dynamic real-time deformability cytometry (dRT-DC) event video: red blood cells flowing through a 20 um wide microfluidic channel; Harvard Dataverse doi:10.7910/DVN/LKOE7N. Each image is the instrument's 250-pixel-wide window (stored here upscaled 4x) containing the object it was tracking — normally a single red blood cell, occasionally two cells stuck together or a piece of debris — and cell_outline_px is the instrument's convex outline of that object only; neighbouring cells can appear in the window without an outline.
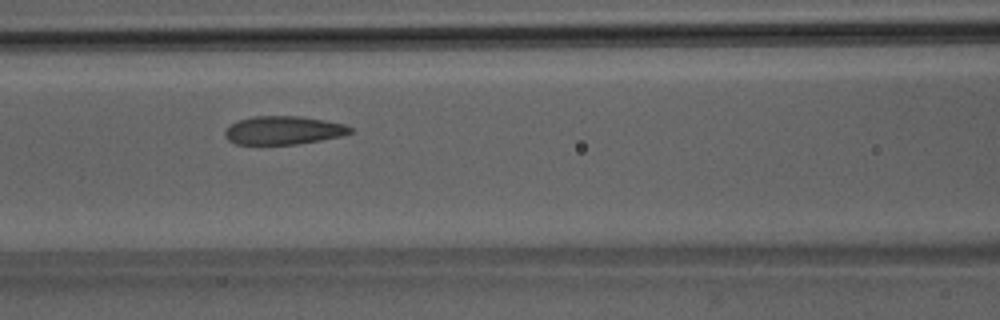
{"species": "Egyptian fruit bat (a non-hibernating species)", "species_latin": "Rousettus aegyptiacus", "temperature_condition": "room temperature", "stored_images_in_passage": 7, "camera_frame_rate_fps": 3000, "um_per_image_px": 0.085, "animal": {"sex": "male"}, "frame": {"image": 1, "passage_image": 5, "time_ms": 5.333, "image_size_px": [1000, 320], "cell_outline_px": [[352, 132], [344, 136], [296, 144], [236, 144], [228, 140], [224, 136], [224, 132], [232, 124], [240, 120], [252, 116], [300, 116], [348, 124], [352, 128]], "centroid_in_image_um": [24.14, 11.07], "position_along_channel_um": 142.5, "area_um2": 20.75}}